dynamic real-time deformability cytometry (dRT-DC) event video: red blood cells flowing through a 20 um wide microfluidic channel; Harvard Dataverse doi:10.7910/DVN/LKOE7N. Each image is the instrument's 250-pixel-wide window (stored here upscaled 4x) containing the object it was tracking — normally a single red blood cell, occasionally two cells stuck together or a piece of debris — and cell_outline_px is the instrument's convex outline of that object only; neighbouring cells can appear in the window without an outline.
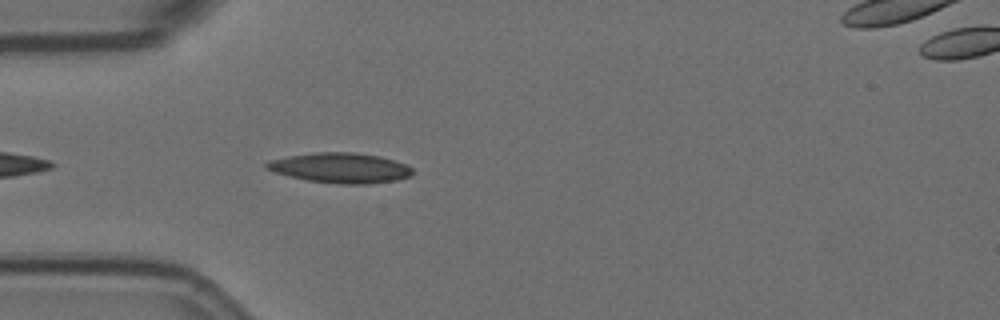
{"species": "Egyptian fruit bat (a non-hibernating species)", "species_latin": "Rousettus aegyptiacus", "temperature_condition": "room temperature", "stored_images_in_passage": 7, "camera_frame_rate_fps": 3000, "um_per_image_px": 0.085, "animal": {"sex": "female"}, "frame": {"image": 1, "passage_image": 3, "time_ms": 0.667, "image_size_px": [1000, 320], "cell_outline_px": [[412, 176], [396, 180], [368, 184], [340, 184], [308, 180], [276, 172], [264, 168], [264, 164], [268, 160], [288, 156], [316, 152], [352, 152], [380, 156], [408, 164], [412, 168]], "centroid_in_image_um": [28.96, 14.26], "position_along_channel_um": 56.0, "area_um2": 25.61}}
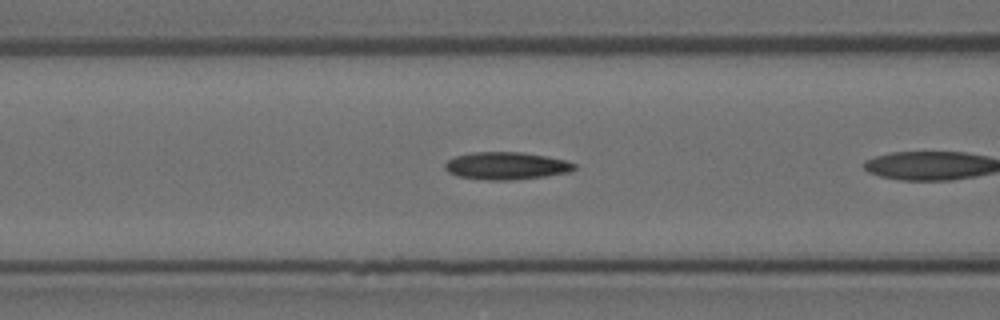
{"frame": {"image": 2, "passage_image": 6, "time_ms": 1.667, "image_size_px": [1000, 320], "cell_outline_px": [[576, 168], [572, 172], [544, 176], [512, 180], [484, 180], [456, 176], [448, 172], [444, 168], [444, 164], [448, 160], [456, 156], [472, 152], [520, 152], [568, 160], [576, 164]], "centroid_in_image_um": [43.04, 14.1], "position_along_channel_um": 123.6, "area_um2": 20.87}}